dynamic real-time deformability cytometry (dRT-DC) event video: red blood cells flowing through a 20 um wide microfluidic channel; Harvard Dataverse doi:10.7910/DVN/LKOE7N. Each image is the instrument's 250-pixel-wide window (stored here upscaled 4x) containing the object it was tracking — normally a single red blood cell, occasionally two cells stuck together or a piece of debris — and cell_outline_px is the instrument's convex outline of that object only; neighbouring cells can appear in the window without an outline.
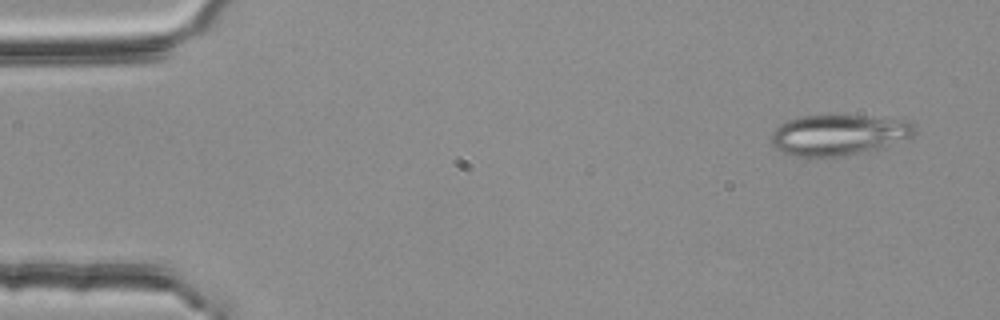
{"species": "common noctule bat (a hibernating species)", "species_latin": "Nyctalus noctula", "temperature_condition": "room temperature", "stored_images_in_passage": 3, "camera_frame_rate_fps": 3000, "um_per_image_px": 0.085, "animal": {"sex": "female", "body_mass_g": 25.1}, "frame": {"image": 1, "passage_image": 1, "time_ms": 0.0, "image_size_px": [1000, 320], "cell_outline_px": [[916, 132], [912, 136], [880, 148], [844, 156], [796, 156], [784, 152], [776, 148], [772, 144], [772, 132], [784, 120], [800, 116], [860, 116], [908, 120], [916, 128]], "centroid_in_image_um": [71.27, 11.46], "position_along_channel_um": 13.7, "area_um2": 33.64}}